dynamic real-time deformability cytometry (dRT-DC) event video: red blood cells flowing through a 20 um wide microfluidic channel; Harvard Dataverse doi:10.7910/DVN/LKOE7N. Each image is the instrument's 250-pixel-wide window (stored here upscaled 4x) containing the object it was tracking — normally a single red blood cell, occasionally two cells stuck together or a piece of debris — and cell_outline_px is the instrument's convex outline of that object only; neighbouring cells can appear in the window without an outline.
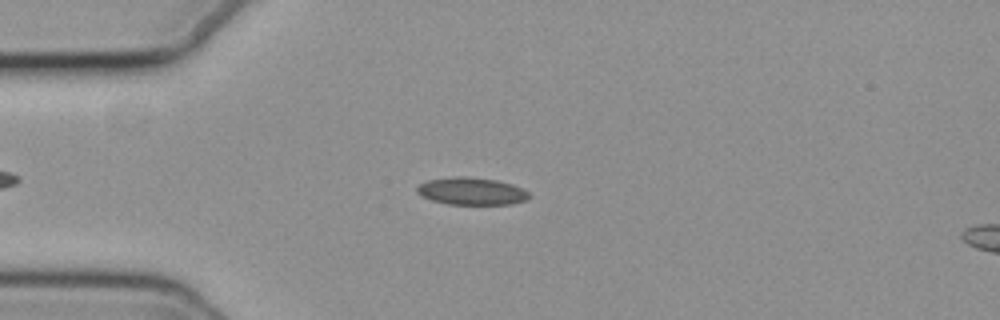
{"species": "common noctule bat (a hibernating species)", "species_latin": "Nyctalus noctula", "temperature_condition": "cold", "stored_images_in_passage": 49, "camera_frame_rate_fps": 3000, "um_per_image_px": 0.085, "animal": {"sex": "female", "body_mass_g": 19.3, "forearm_length_mm": 54.1}, "frame": {"image": 1, "passage_image": 12, "time_ms": 3.667, "image_size_px": [1000, 320], "cell_outline_px": [[532, 196], [528, 200], [512, 204], [448, 204], [432, 200], [420, 196], [416, 192], [416, 188], [420, 184], [428, 180], [452, 176], [468, 176], [496, 180], [512, 184], [528, 192]], "centroid_in_image_um": [40.08, 16.25], "position_along_channel_um": 44.9, "area_um2": 18.03}}
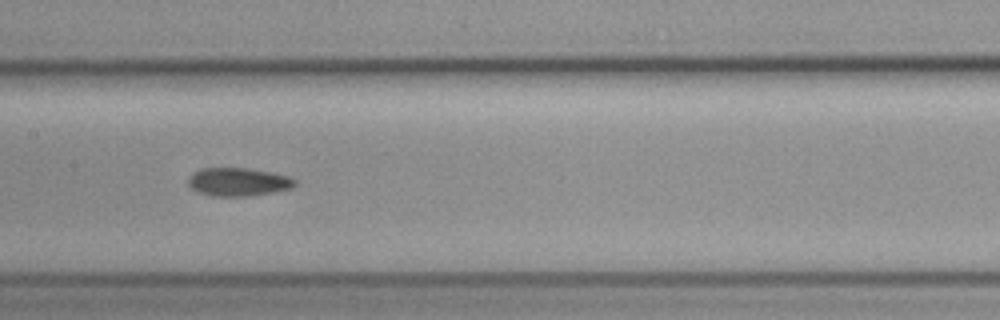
{"frame": {"image": 2, "passage_image": 25, "time_ms": 8.0, "image_size_px": [1000, 320], "cell_outline_px": [[296, 184], [292, 188], [252, 196], [212, 196], [196, 192], [188, 184], [188, 180], [200, 168], [248, 168], [272, 172], [288, 176], [296, 180]], "centroid_in_image_um": [20.27, 15.47], "position_along_channel_um": 187.1, "area_um2": 17.57}}
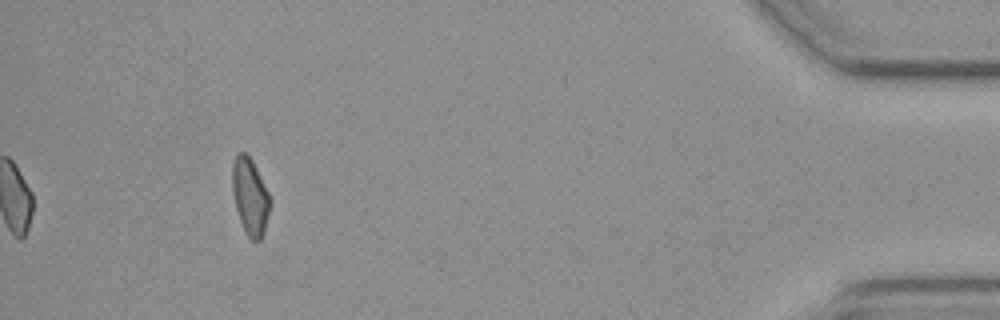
{"frame": {"image": 3, "passage_image": 49, "time_ms": 16.0, "image_size_px": [1000, 320], "cell_outline_px": [[272, 204], [264, 232], [260, 240], [252, 240], [248, 236], [240, 220], [236, 208], [232, 188], [232, 164], [236, 156], [240, 152], [244, 152], [252, 160], [272, 200]], "centroid_in_image_um": [21.28, 16.71], "position_along_channel_um": 413.9, "area_um2": 16.76}, "authors_computed_cell_mechanics": {"area_um2": 17.629, "velocity_mm_per_s": 3.7152, "shape_relaxation_time_tau1_ms": null, "shape_relaxation_time_tau2_ms": 8.1393, "deformation_change_tau1": null, "deformation_change_tau2": 0.1333}}